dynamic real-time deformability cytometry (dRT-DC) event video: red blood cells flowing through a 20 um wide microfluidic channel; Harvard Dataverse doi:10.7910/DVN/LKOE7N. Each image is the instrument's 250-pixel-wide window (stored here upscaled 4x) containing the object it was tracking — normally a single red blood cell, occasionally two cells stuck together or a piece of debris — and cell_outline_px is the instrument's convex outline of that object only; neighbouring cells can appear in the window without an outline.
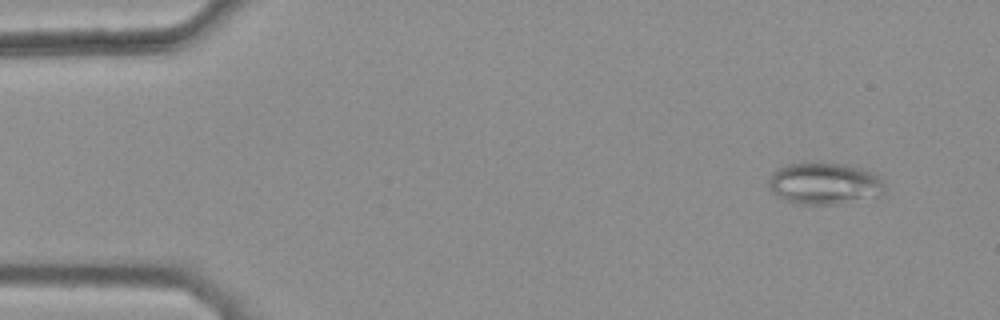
{"species": "common noctule bat (a hibernating species)", "species_latin": "Nyctalus noctula", "temperature_condition": "warm", "stored_images_in_passage": 42, "camera_frame_rate_fps": 3000, "um_per_image_px": 0.085, "animal": {"sex": "female", "body_mass_g": 25.1}, "frame": {"image": 1, "passage_image": 1, "time_ms": 0.0, "image_size_px": [1000, 320], "cell_outline_px": [[884, 192], [880, 196], [840, 204], [800, 204], [784, 200], [776, 196], [772, 192], [768, 184], [768, 180], [772, 172], [788, 164], [816, 160], [848, 164], [864, 168], [880, 176], [884, 184]], "centroid_in_image_um": [70.09, 15.57], "position_along_channel_um": 14.9, "area_um2": 29.19}}
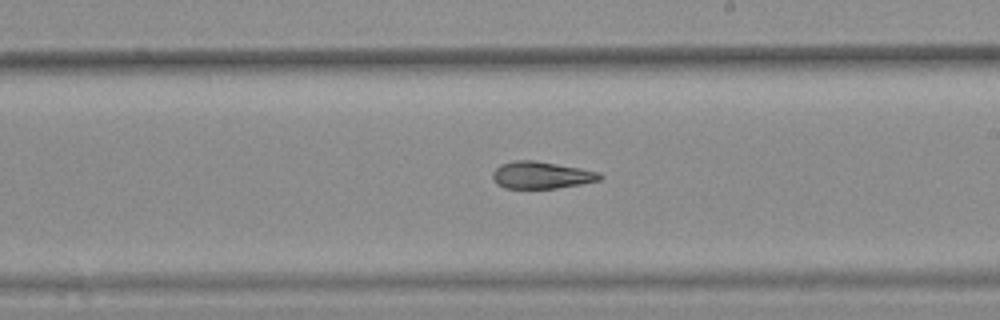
{"frame": {"image": 2, "passage_image": 27, "time_ms": 8.667, "image_size_px": [1000, 320], "cell_outline_px": [[604, 176], [600, 180], [580, 184], [556, 188], [504, 188], [496, 184], [492, 176], [492, 172], [500, 164], [516, 160], [532, 160], [580, 168], [600, 172]], "centroid_in_image_um": [46.0, 14.88], "position_along_channel_um": 243.0, "area_um2": 16.88}}
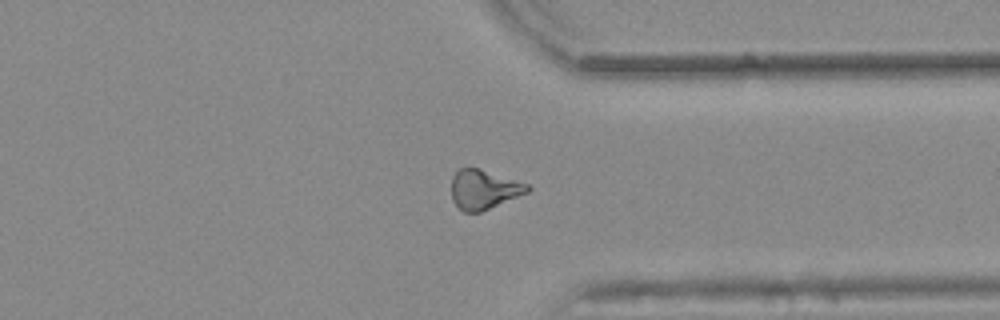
{"frame": {"image": 3, "passage_image": 37, "time_ms": 12.0, "image_size_px": [1000, 320], "cell_outline_px": [[532, 188], [528, 192], [480, 212], [464, 212], [452, 200], [452, 176], [460, 168], [480, 168], [528, 184]], "centroid_in_image_um": [41.12, 16.09], "position_along_channel_um": 370.3, "area_um2": 17.28}, "authors_computed_cell_mechanics": {"area_um2": 17.6579, "velocity_mm_per_s": 3.8583, "shape_relaxation_time_tau1_ms": null, "shape_relaxation_time_tau2_ms": 5.0257, "deformation_change_tau1": null, "deformation_change_tau2": 0.1429}}